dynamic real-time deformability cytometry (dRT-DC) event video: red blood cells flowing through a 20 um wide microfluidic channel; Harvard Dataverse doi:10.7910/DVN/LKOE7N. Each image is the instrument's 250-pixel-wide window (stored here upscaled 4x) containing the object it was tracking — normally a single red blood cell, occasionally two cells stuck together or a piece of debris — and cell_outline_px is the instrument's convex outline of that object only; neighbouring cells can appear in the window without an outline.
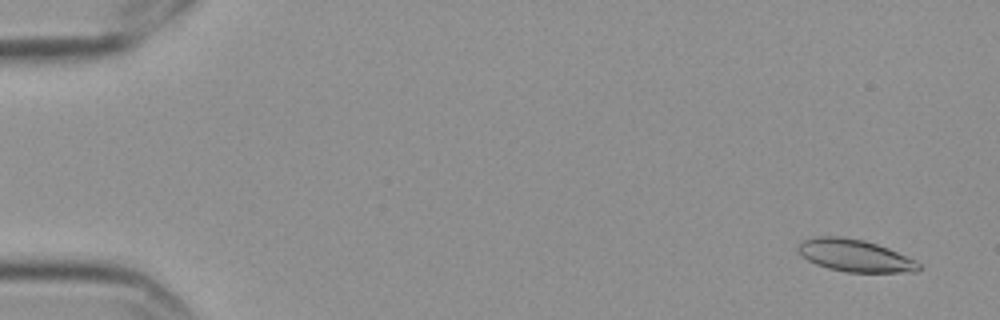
{"species": "Egyptian fruit bat (a non-hibernating species)", "species_latin": "Rousettus aegyptiacus", "temperature_condition": "cold", "stored_images_in_passage": 58, "camera_frame_rate_fps": 3000, "um_per_image_px": 0.085, "frame": {"image": 1, "passage_image": 3, "time_ms": 0.667, "image_size_px": [1000, 320], "cell_outline_px": [[920, 268], [916, 272], [848, 272], [828, 268], [816, 264], [800, 256], [796, 252], [796, 248], [800, 240], [816, 236], [844, 236], [864, 240], [888, 248], [916, 260], [920, 264]], "centroid_in_image_um": [72.6, 21.71], "position_along_channel_um": 12.4, "area_um2": 22.95}}
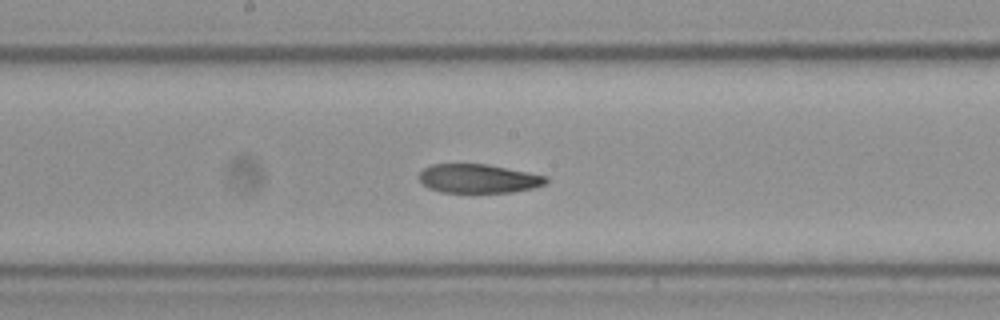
{"frame": {"image": 2, "passage_image": 31, "time_ms": 10.0, "image_size_px": [1000, 320], "cell_outline_px": [[548, 184], [532, 188], [512, 192], [440, 192], [428, 188], [420, 180], [420, 172], [424, 168], [432, 164], [488, 164], [548, 176]], "centroid_in_image_um": [40.7, 15.18], "position_along_channel_um": 207.5, "area_um2": 21.39}}
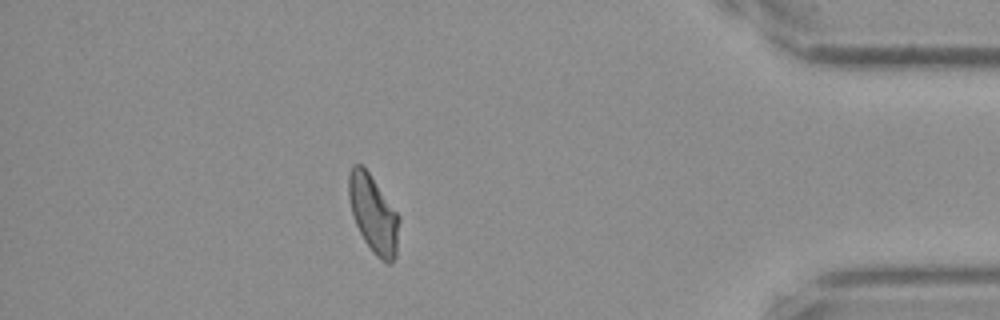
{"frame": {"image": 3, "passage_image": 51, "time_ms": 16.667, "image_size_px": [1000, 320], "cell_outline_px": [[400, 220], [396, 256], [388, 264], [380, 260], [372, 252], [364, 240], [356, 224], [352, 212], [348, 196], [348, 172], [352, 164], [360, 164], [368, 172], [400, 216]], "centroid_in_image_um": [31.74, 18.2], "position_along_channel_um": 403.5, "area_um2": 22.77}, "authors_computed_cell_mechanics": {"area_um2": 22.5998, "velocity_mm_per_s": 3.5372, "shape_relaxation_time_tau1_ms": null, "shape_relaxation_time_tau2_ms": 5.9477, "deformation_change_tau1": null, "deformation_change_tau2": 0.1154}}